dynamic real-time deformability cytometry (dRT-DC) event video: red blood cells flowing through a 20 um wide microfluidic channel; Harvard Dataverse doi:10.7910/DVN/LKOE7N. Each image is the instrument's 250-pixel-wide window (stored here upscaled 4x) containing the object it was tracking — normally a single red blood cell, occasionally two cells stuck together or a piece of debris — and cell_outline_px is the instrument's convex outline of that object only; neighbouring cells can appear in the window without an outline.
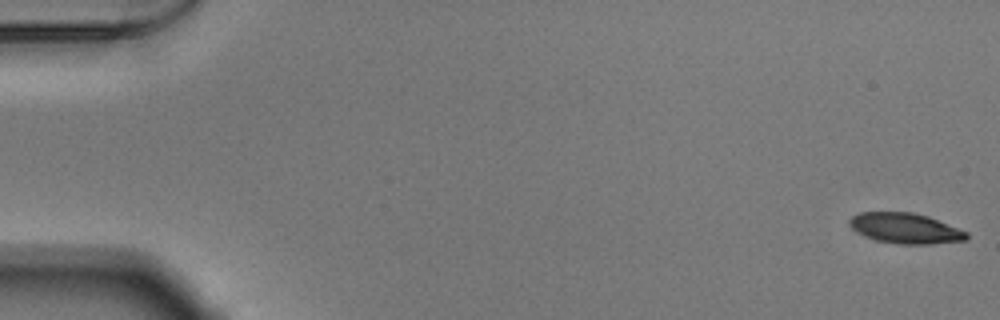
{"species": "Egyptian fruit bat (a non-hibernating species)", "species_latin": "Rousettus aegyptiacus", "temperature_condition": "warm", "stored_images_in_passage": 53, "camera_frame_rate_fps": 3000, "um_per_image_px": 0.085, "animal": {"sex": "male"}, "frame": {"image": 1, "passage_image": 1, "time_ms": 0.0, "image_size_px": [1000, 320], "cell_outline_px": [[968, 240], [928, 244], [896, 244], [876, 240], [864, 236], [852, 228], [852, 216], [860, 212], [912, 212], [928, 216], [968, 232]], "centroid_in_image_um": [77.0, 19.41], "position_along_channel_um": 8.0, "area_um2": 20.58}}
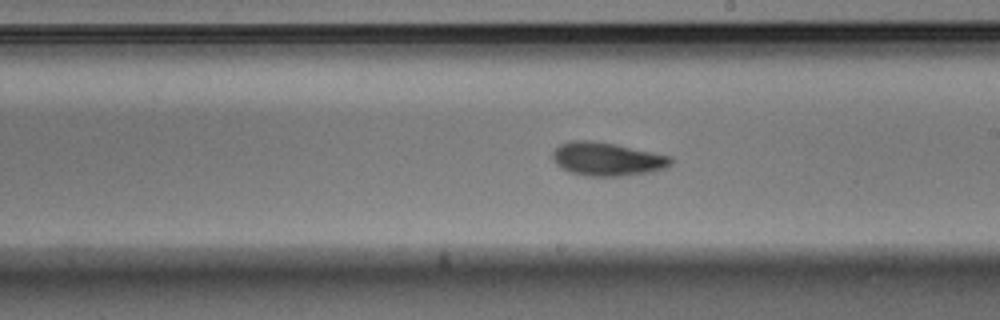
{"frame": {"image": 2, "passage_image": 31, "time_ms": 10.0, "image_size_px": [1000, 320], "cell_outline_px": [[672, 164], [664, 168], [652, 172], [620, 176], [584, 176], [568, 172], [560, 168], [552, 160], [552, 152], [560, 144], [572, 140], [592, 140], [616, 144], [672, 156]], "centroid_in_image_um": [51.58, 13.52], "position_along_channel_um": 237.4, "area_um2": 23.35}}
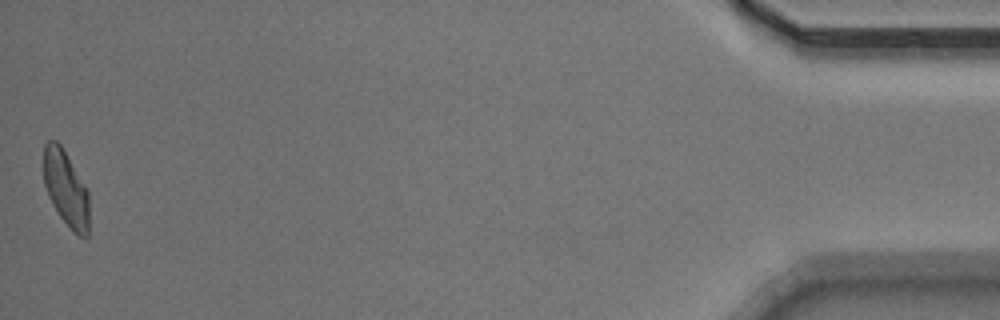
{"frame": {"image": 3, "passage_image": 53, "time_ms": 17.333, "image_size_px": [1000, 320], "cell_outline_px": [[88, 236], [80, 236], [72, 232], [60, 216], [52, 204], [48, 196], [44, 184], [44, 144], [48, 140], [56, 140], [60, 144], [88, 188]], "centroid_in_image_um": [5.6, 16.02], "position_along_channel_um": 429.6, "area_um2": 20.11}, "authors_computed_cell_mechanics": {"area_um2": 21.7906, "velocity_mm_per_s": 3.8502, "shape_relaxation_time_tau1_ms": 3.8437, "shape_relaxation_time_tau2_ms": 2.3895, "deformation_change_tau1": 0.1419, "deformation_change_tau2": 0.0775}}